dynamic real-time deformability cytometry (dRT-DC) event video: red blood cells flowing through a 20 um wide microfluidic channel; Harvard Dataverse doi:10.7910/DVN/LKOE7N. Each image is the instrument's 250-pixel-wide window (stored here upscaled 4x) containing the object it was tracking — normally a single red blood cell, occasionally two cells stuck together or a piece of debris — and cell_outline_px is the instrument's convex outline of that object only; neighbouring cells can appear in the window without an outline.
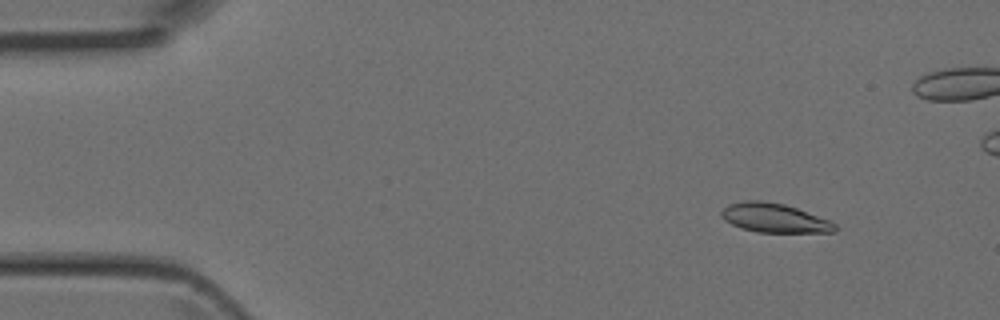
{"species": "Egyptian fruit bat (a non-hibernating species)", "species_latin": "Rousettus aegyptiacus", "temperature_condition": "room temperature", "stored_images_in_passage": 49, "camera_frame_rate_fps": 3000, "um_per_image_px": 0.085, "animal": {"sex": "female"}, "frame": {"image": 1, "passage_image": 6, "time_ms": 1.667, "image_size_px": [1000, 320], "cell_outline_px": [[836, 232], [756, 232], [740, 228], [724, 220], [720, 216], [720, 212], [728, 204], [744, 200], [760, 200], [784, 204], [796, 208], [828, 220], [836, 224]], "centroid_in_image_um": [65.76, 18.52], "position_along_channel_um": 19.2, "area_um2": 19.19}}
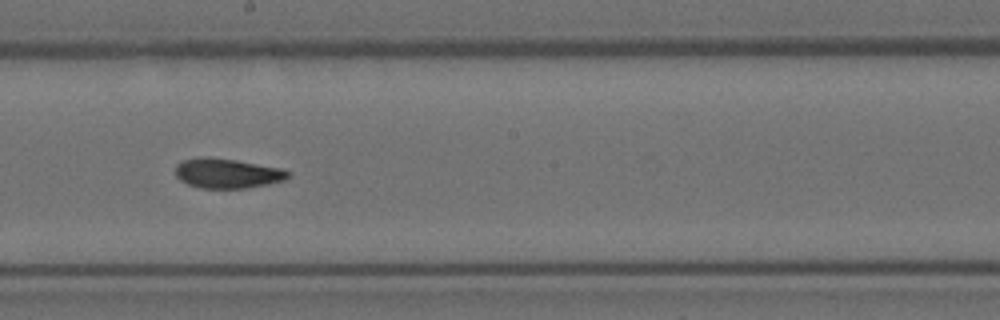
{"frame": {"image": 2, "passage_image": 27, "time_ms": 8.667, "image_size_px": [1000, 320], "cell_outline_px": [[292, 172], [284, 180], [268, 184], [248, 188], [200, 188], [188, 184], [180, 180], [176, 176], [176, 164], [184, 160], [208, 156], [236, 160], [280, 168]], "centroid_in_image_um": [19.31, 14.73], "position_along_channel_um": 228.9, "area_um2": 19.48}}
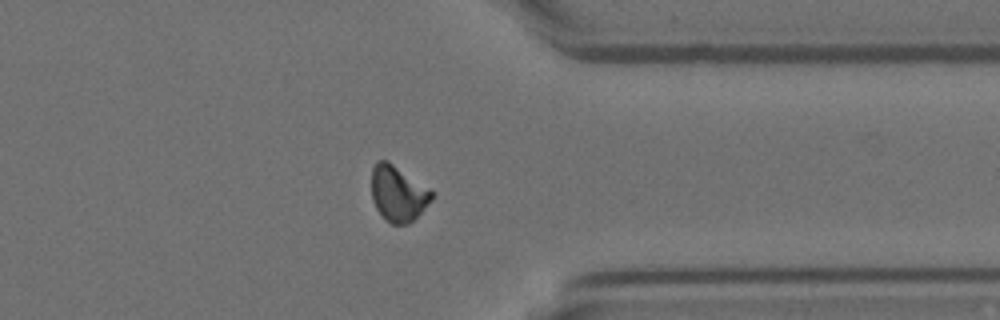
{"frame": {"image": 3, "passage_image": 38, "time_ms": 12.333, "image_size_px": [1000, 320], "cell_outline_px": [[436, 196], [408, 224], [392, 224], [384, 220], [376, 208], [372, 200], [372, 168], [376, 160], [388, 160], [432, 192]], "centroid_in_image_um": [33.79, 16.46], "position_along_channel_um": 377.6, "area_um2": 19.31}}